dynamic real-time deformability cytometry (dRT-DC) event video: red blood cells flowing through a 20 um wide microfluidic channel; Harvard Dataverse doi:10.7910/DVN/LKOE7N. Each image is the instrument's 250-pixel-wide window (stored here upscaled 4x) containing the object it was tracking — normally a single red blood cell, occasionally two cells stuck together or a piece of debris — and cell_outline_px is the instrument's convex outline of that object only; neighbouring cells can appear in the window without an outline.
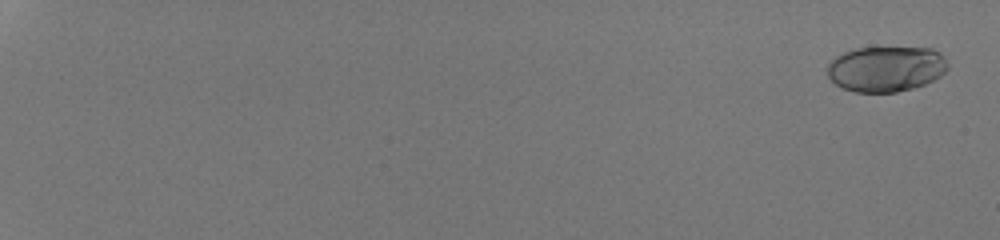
{"species": "human", "species_latin": "Homo sapiens", "temperature_condition": "room temperature", "stored_images_in_passage": 55, "camera_frame_rate_fps": 3000, "um_per_image_px": 0.085, "donor": {"sex": "male"}, "frame": {"image": 1, "passage_image": 2, "time_ms": 0.333, "image_size_px": [1000, 240], "cell_outline_px": [[948, 68], [940, 76], [924, 84], [912, 88], [896, 92], [856, 92], [844, 88], [836, 84], [828, 76], [828, 64], [836, 56], [844, 52], [856, 48], [932, 48], [940, 52], [948, 64]], "centroid_in_image_um": [75.32, 5.85], "position_along_channel_um": 9.7, "area_um2": 31.73}}
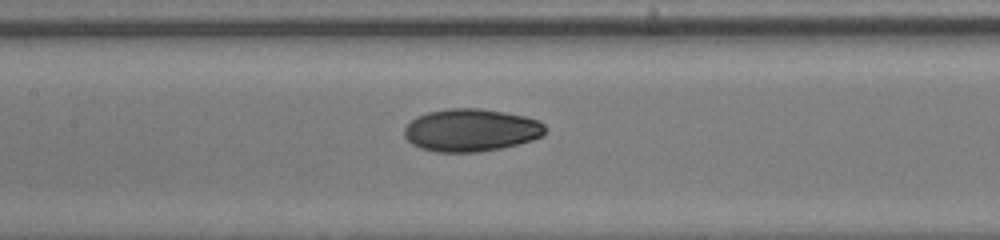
{"frame": {"image": 2, "passage_image": 32, "time_ms": 10.333, "image_size_px": [1000, 240], "cell_outline_px": [[544, 132], [540, 136], [532, 140], [500, 148], [480, 152], [436, 152], [420, 148], [412, 144], [404, 136], [404, 128], [416, 116], [428, 112], [448, 108], [480, 108], [504, 112], [524, 116], [540, 120], [544, 124]], "centroid_in_image_um": [40.0, 11.06], "position_along_channel_um": 167.4, "area_um2": 34.97}}
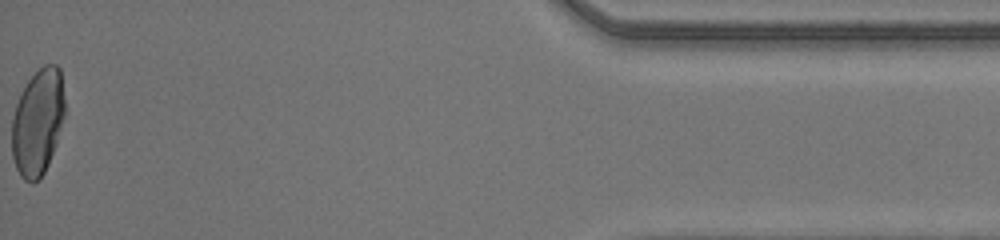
{"frame": {"image": 3, "passage_image": 55, "time_ms": 18.0, "image_size_px": [1000, 240], "cell_outline_px": [[64, 116], [56, 144], [48, 164], [44, 172], [32, 184], [24, 180], [20, 176], [16, 168], [12, 156], [12, 116], [16, 104], [28, 80], [44, 64], [56, 64], [60, 68], [64, 100]], "centroid_in_image_um": [3.2, 10.39], "position_along_channel_um": 432.0, "area_um2": 32.66}, "authors_computed_cell_mechanics": {"area_um2": 33.3506, "velocity_mm_per_s": 4.2762, "shape_relaxation_time_tau1_ms": 6.5632, "shape_relaxation_time_tau2_ms": 1.0504, "deformation_change_tau1": 0.2408, "deformation_change_tau2": 0.036}}